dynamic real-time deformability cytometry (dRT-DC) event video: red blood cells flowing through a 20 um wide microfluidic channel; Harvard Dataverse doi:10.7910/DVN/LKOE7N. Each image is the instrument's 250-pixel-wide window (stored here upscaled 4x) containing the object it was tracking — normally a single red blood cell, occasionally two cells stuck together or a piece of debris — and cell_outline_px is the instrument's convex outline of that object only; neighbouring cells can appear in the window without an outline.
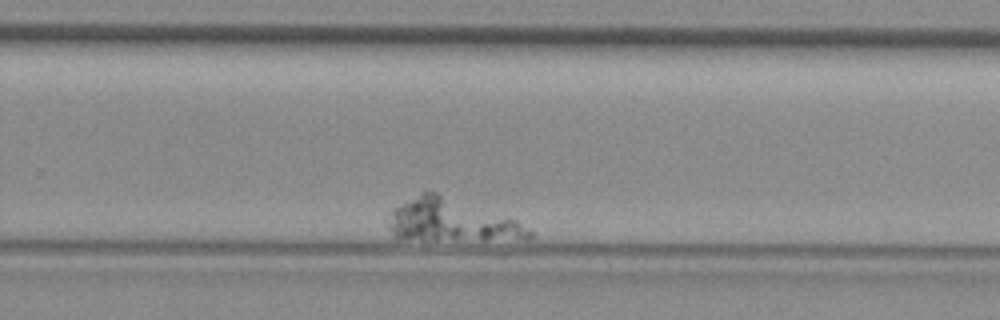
{"species": "common noctule bat (a hibernating species)", "species_latin": "Nyctalus noctula", "temperature_condition": "room temperature", "stored_images_in_passage": 30, "segment_of_instrument_passage": [2, 2], "camera_frame_rate_fps": 3000, "um_per_image_px": 0.085, "animal": {"sex": "female", "body_mass_g": 29.2, "forearm_length_mm": 56.3}, "frame": {"image": 1, "passage_image": 22, "time_ms": 7.0, "image_size_px": [1000, 320], "cell_outline_px": [[532, 236], [528, 240], [396, 240], [392, 236], [384, 224], [392, 208], [424, 192], [436, 192], [508, 216], [532, 228]], "centroid_in_image_um": [38.34, 18.79], "position_along_channel_um": 291.5, "area_um2": 35.95}}
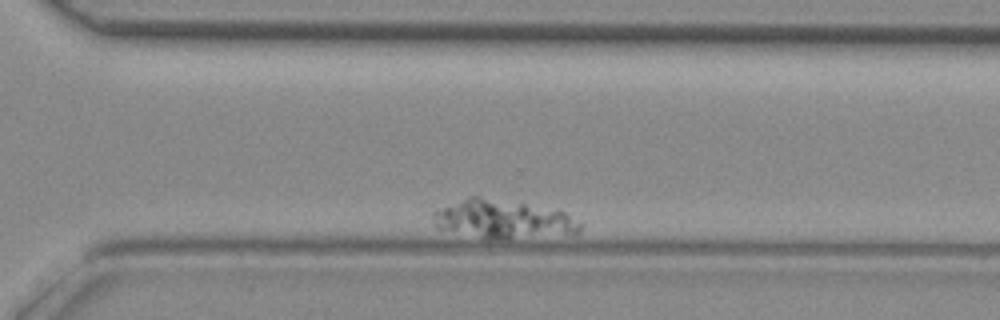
{"frame": {"image": 2, "passage_image": 26, "time_ms": 8.333, "image_size_px": [1000, 320], "cell_outline_px": [[580, 232], [572, 236], [508, 240], [488, 240], [436, 228], [432, 224], [432, 212], [436, 208], [468, 196], [480, 196], [560, 208], [580, 224]], "centroid_in_image_um": [42.79, 18.66], "position_along_channel_um": 327.8, "area_um2": 34.97}}
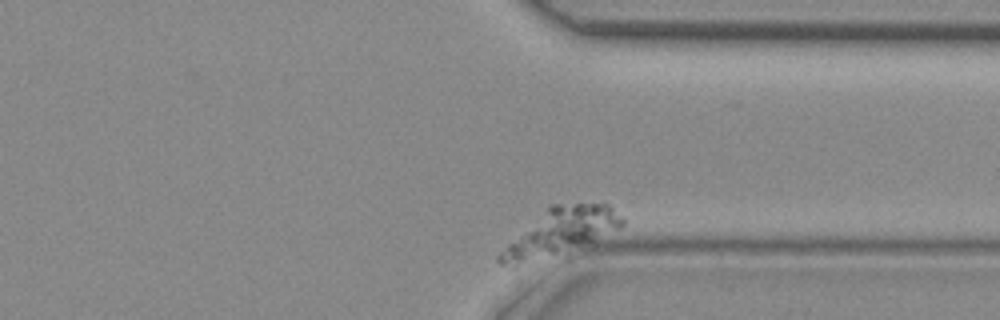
{"frame": {"image": 3, "passage_image": 30, "time_ms": 9.667, "image_size_px": [1000, 320], "cell_outline_px": [[624, 224], [620, 228], [596, 240], [516, 268], [512, 268], [500, 264], [496, 260], [496, 256], [548, 204], [608, 204], [624, 216]], "centroid_in_image_um": [47.59, 19.72], "position_along_channel_um": 363.8, "area_um2": 33.18}}